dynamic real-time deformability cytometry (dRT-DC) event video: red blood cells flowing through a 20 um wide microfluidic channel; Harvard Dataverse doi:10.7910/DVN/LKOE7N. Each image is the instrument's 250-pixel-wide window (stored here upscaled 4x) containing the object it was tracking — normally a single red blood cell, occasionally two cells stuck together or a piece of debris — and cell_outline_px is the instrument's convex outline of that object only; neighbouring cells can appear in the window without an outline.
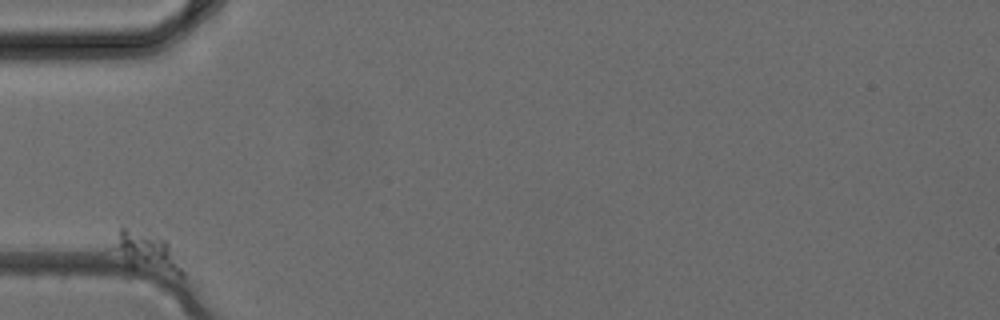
{"species": "common noctule bat (a hibernating species)", "species_latin": "Nyctalus noctula", "temperature_condition": "cold", "stored_images_in_passage": 3, "camera_frame_rate_fps": 3000, "um_per_image_px": 0.085, "animal": {"sex": "female", "body_mass_g": 24.6, "forearm_length_mm": 56.2}, "frame": {"image": 1, "passage_image": 1, "time_ms": 0.0, "image_size_px": [1000, 320], "cell_outline_px": [[184, 276], [180, 276], [128, 268], [108, 248], [120, 228], [124, 224], [152, 232], [168, 240], [184, 256]], "centroid_in_image_um": [12.49, 21.39], "position_along_channel_um": 72.5, "area_um2": 18.21}}
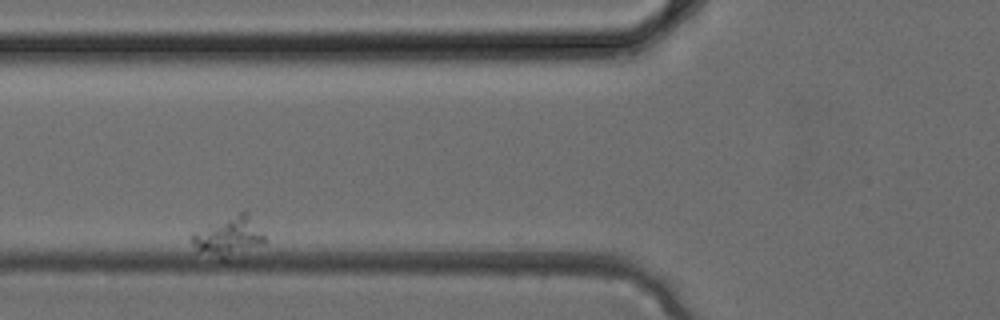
{"frame": {"image": 2, "passage_image": 2, "time_ms": 0.333, "image_size_px": [1000, 320], "cell_outline_px": [[264, 244], [228, 260], [220, 260], [196, 248], [192, 244], [188, 236], [192, 232], [208, 224], [240, 212], [244, 212], [248, 216], [264, 236]], "centroid_in_image_um": [19.37, 20.15], "position_along_channel_um": 106.4, "area_um2": 16.7}}